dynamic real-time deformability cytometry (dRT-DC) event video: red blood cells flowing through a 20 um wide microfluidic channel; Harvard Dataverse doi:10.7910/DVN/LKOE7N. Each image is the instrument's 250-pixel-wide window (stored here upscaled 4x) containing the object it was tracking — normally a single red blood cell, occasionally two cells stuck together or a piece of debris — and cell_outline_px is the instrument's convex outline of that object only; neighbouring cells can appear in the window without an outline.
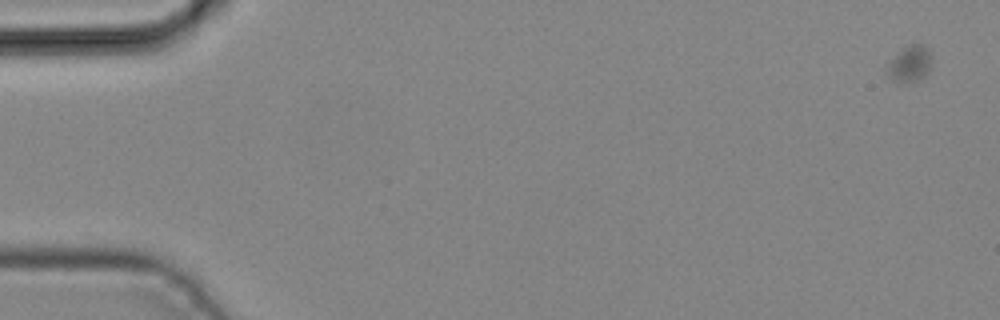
{"species": "common noctule bat (a hibernating species)", "species_latin": "Nyctalus noctula", "temperature_condition": "cold", "stored_images_in_passage": 4, "camera_frame_rate_fps": 3000, "um_per_image_px": 0.085, "animal": {"sex": "male", "body_mass_g": 19.2, "forearm_length_mm": 51.8}, "frame": {"image": 1, "passage_image": 1, "time_ms": 0.0, "image_size_px": [1000, 320], "cell_outline_px": [[932, 68], [928, 76], [920, 80], [908, 84], [900, 84], [892, 80], [884, 72], [884, 64], [888, 60], [908, 44], [924, 44], [928, 48], [932, 56]], "centroid_in_image_um": [77.32, 5.47], "position_along_channel_um": 7.7, "area_um2": 10.46}}